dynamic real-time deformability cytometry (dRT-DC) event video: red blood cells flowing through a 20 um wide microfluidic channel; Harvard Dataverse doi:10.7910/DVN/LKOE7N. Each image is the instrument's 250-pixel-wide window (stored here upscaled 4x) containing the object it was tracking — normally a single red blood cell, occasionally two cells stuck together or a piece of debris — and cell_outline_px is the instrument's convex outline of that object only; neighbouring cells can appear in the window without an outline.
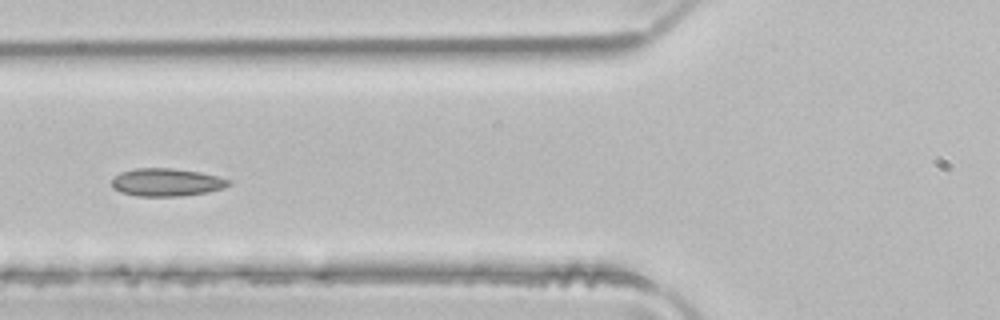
{"species": "common noctule bat (a hibernating species)", "species_latin": "Nyctalus noctula", "temperature_condition": "room temperature", "stored_images_in_passage": 4, "camera_frame_rate_fps": 3000, "um_per_image_px": 0.085, "animal": {"sex": "male", "body_mass_g": 21.5, "forearm_length_mm": 52.0}, "frame": {"image": 1, "passage_image": 4, "time_ms": 1.0, "image_size_px": [1000, 320], "cell_outline_px": [[232, 184], [224, 188], [208, 192], [180, 196], [136, 196], [120, 192], [112, 188], [112, 180], [120, 172], [136, 168], [172, 168], [200, 172], [220, 176], [232, 180]], "centroid_in_image_um": [14.2, 15.49], "position_along_channel_um": 111.6, "area_um2": 19.19}}